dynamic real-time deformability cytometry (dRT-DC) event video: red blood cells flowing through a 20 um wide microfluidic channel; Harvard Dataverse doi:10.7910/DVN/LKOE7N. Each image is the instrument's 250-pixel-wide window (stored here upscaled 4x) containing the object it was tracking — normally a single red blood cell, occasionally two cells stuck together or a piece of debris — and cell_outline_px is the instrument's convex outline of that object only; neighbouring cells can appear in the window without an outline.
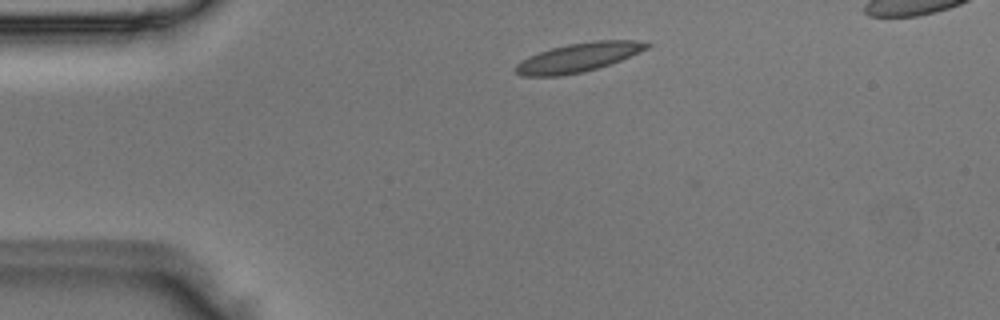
{"species": "Egyptian fruit bat (a non-hibernating species)", "species_latin": "Rousettus aegyptiacus", "temperature_condition": "room temperature", "stored_images_in_passage": 3, "segment_of_instrument_passage": [1, 2], "camera_frame_rate_fps": 3000, "um_per_image_px": 0.085, "animal": {"sex": "male"}, "frame": {"image": 1, "passage_image": 1, "time_ms": 0.0, "image_size_px": [1000, 320], "cell_outline_px": [[652, 44], [648, 48], [640, 52], [620, 60], [596, 68], [580, 72], [560, 76], [524, 76], [516, 72], [516, 64], [528, 56], [552, 48], [568, 44], [592, 40], [636, 40]], "centroid_in_image_um": [49.17, 4.87], "position_along_channel_um": 35.8, "area_um2": 21.85}}